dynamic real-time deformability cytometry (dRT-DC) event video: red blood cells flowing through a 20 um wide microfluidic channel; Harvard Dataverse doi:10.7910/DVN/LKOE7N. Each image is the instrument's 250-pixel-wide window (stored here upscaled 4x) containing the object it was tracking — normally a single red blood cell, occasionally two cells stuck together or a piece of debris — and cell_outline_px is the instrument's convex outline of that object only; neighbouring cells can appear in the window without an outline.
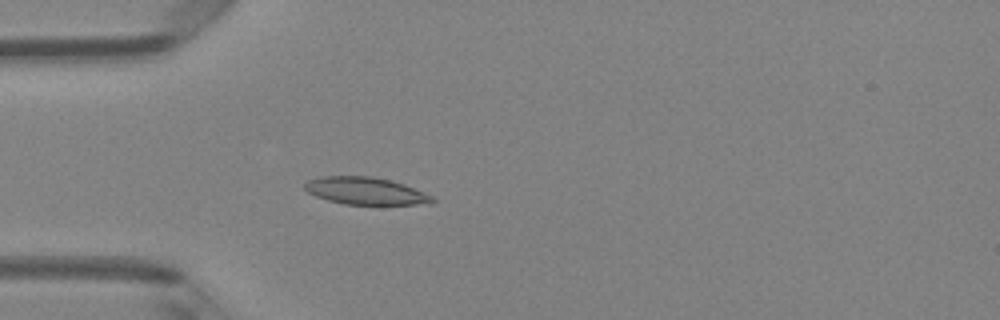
{"species": "Egyptian fruit bat (a non-hibernating species)", "species_latin": "Rousettus aegyptiacus", "temperature_condition": "room temperature", "stored_images_in_passage": 4, "camera_frame_rate_fps": 3000, "um_per_image_px": 0.085, "animal": {"sex": "female"}, "frame": {"image": 1, "passage_image": 4, "time_ms": 1.0, "image_size_px": [1000, 320], "cell_outline_px": [[436, 200], [432, 204], [344, 204], [328, 200], [316, 196], [308, 192], [304, 188], [304, 184], [308, 180], [320, 176], [372, 176], [392, 180], [404, 184], [432, 196]], "centroid_in_image_um": [31.07, 16.22], "position_along_channel_um": 53.9, "area_um2": 20.29}}